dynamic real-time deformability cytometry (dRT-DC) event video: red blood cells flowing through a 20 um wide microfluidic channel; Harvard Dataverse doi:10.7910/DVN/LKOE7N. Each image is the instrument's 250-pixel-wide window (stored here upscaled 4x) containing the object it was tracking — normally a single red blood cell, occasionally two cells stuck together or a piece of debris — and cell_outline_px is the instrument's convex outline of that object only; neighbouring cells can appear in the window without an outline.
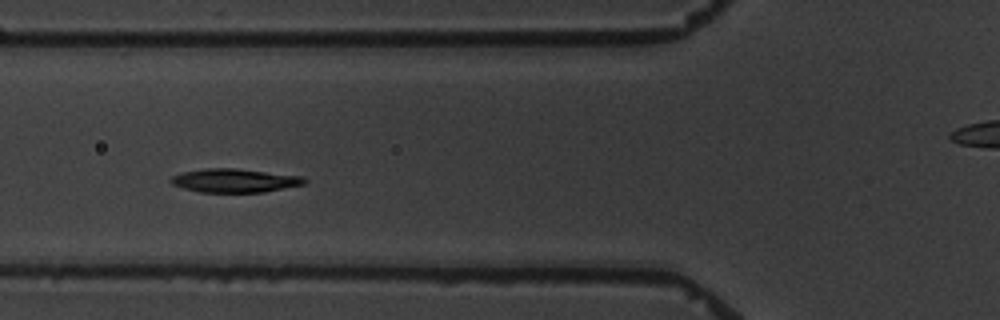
{"species": "common noctule bat (a hibernating species)", "species_latin": "Nyctalus noctula", "temperature_condition": "warm", "stored_images_in_passage": 5, "segment_of_instrument_passage": [1, 2], "camera_frame_rate_fps": 3000, "um_per_image_px": 0.085, "animal": {"sex": "male", "body_mass_g": 19.5, "forearm_length_mm": 54.6}, "frame": {"image": 1, "passage_image": 4, "time_ms": 4.0, "image_size_px": [1000, 320], "cell_outline_px": [[308, 180], [304, 184], [264, 192], [200, 192], [184, 188], [172, 184], [168, 180], [172, 176], [180, 172], [204, 168], [236, 168], [300, 176]], "centroid_in_image_um": [19.89, 15.34], "position_along_channel_um": 105.9, "area_um2": 18.38}}